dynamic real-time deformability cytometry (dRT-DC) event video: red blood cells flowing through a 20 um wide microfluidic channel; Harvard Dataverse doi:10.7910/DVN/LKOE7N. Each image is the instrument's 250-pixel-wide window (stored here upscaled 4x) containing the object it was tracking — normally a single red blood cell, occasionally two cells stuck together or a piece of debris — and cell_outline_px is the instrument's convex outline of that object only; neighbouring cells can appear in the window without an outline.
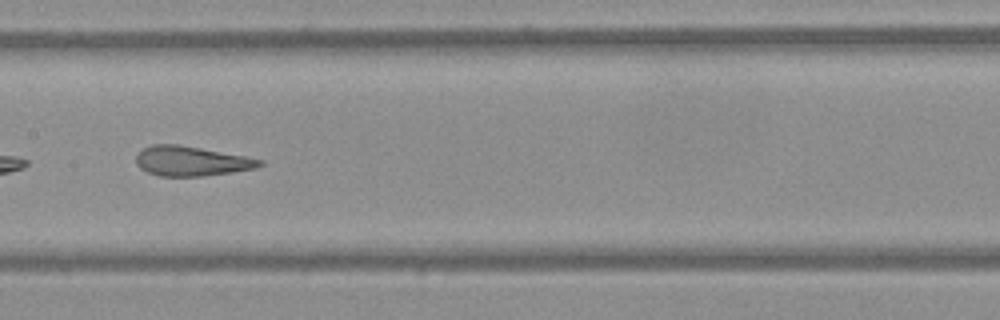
{"species": "Egyptian fruit bat (a non-hibernating species)", "species_latin": "Rousettus aegyptiacus", "temperature_condition": "warm", "stored_images_in_passage": 38, "camera_frame_rate_fps": 3000, "um_per_image_px": 0.085, "frame": {"image": 1, "passage_image": 12, "time_ms": 3.667, "image_size_px": [1000, 320], "cell_outline_px": [[264, 164], [256, 168], [232, 172], [200, 176], [160, 176], [148, 172], [140, 168], [136, 164], [136, 156], [144, 148], [152, 144], [176, 144], [200, 148], [244, 156], [264, 160]], "centroid_in_image_um": [16.26, 13.69], "position_along_channel_um": 191.1, "area_um2": 21.21}}
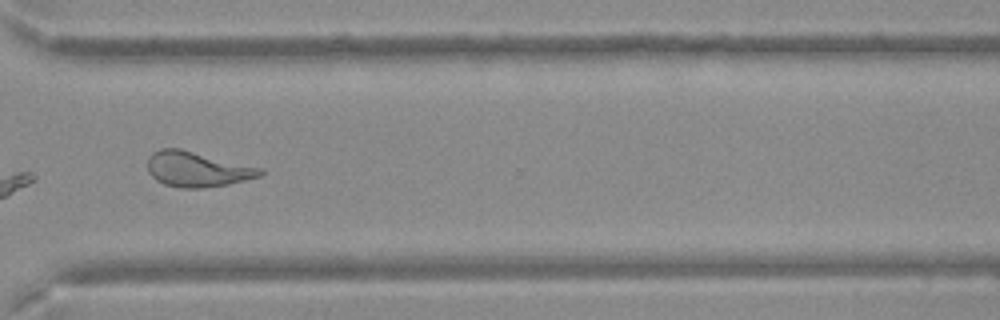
{"frame": {"image": 2, "passage_image": 27, "time_ms": 8.667, "image_size_px": [1000, 320], "cell_outline_px": [[264, 172], [260, 176], [228, 184], [200, 188], [180, 188], [164, 184], [156, 180], [148, 172], [148, 156], [152, 152], [160, 148], [180, 148], [260, 168]], "centroid_in_image_um": [16.7, 14.38], "position_along_channel_um": 353.9, "area_um2": 22.89}}